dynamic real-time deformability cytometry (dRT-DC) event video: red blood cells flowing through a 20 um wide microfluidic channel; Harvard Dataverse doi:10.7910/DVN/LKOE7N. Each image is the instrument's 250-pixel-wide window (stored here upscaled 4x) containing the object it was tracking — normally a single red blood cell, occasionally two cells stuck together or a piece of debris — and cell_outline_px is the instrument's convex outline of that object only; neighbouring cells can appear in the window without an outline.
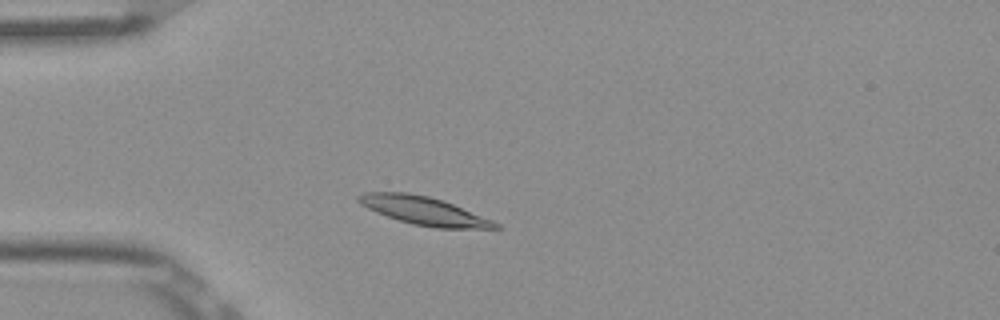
{"species": "Egyptian fruit bat (a non-hibernating species)", "species_latin": "Rousettus aegyptiacus", "temperature_condition": "room temperature", "stored_images_in_passage": 44, "camera_frame_rate_fps": 3000, "um_per_image_px": 0.085, "frame": {"image": 1, "passage_image": 5, "time_ms": 1.333, "image_size_px": [1000, 320], "cell_outline_px": [[504, 228], [436, 228], [412, 224], [376, 212], [360, 204], [356, 200], [356, 196], [364, 192], [408, 192], [428, 196], [452, 204], [492, 220], [500, 224]], "centroid_in_image_um": [36.0, 17.91], "position_along_channel_um": 49.0, "area_um2": 22.2}}
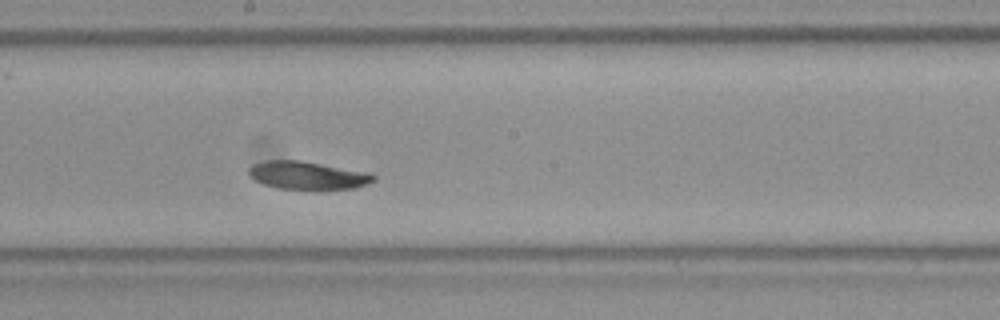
{"frame": {"image": 2, "passage_image": 20, "time_ms": 6.333, "image_size_px": [1000, 320], "cell_outline_px": [[376, 180], [352, 188], [280, 188], [264, 184], [256, 180], [248, 172], [248, 168], [252, 164], [264, 160], [300, 160], [372, 172], [376, 176]], "centroid_in_image_um": [26.16, 14.87], "position_along_channel_um": 222.0, "area_um2": 20.06}}
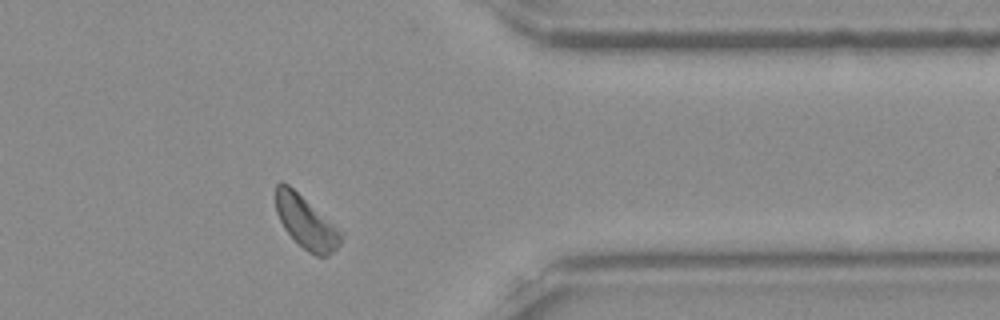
{"frame": {"image": 3, "passage_image": 34, "time_ms": 11.0, "image_size_px": [1000, 320], "cell_outline_px": [[340, 244], [328, 256], [316, 256], [308, 252], [284, 228], [276, 212], [276, 184], [280, 180], [288, 184], [340, 236]], "centroid_in_image_um": [25.89, 18.91], "position_along_channel_um": 385.5, "area_um2": 18.21}, "authors_computed_cell_mechanics": {"area_um2": 20.519, "velocity_mm_per_s": 3.7833, "shape_relaxation_time_tau1_ms": 2.8284, "shape_relaxation_time_tau2_ms": null, "deformation_change_tau1": 0.1086, "deformation_change_tau2": null}}